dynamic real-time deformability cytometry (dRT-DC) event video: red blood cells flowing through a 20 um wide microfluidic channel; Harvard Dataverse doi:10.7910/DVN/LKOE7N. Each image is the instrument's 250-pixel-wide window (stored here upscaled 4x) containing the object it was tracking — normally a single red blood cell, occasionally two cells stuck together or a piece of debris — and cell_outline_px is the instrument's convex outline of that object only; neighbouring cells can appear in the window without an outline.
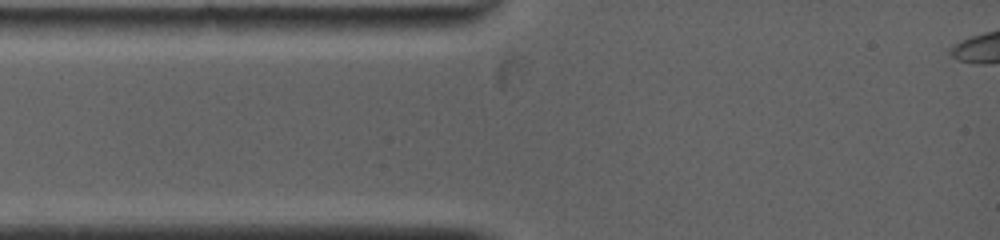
{"species": "common noctule bat (a hibernating species)", "species_latin": "Nyctalus noctula", "temperature_condition": "warm", "stored_images_in_passage": 1, "camera_frame_rate_fps": 5000, "um_per_image_px": 0.085, "animal": {"sex": "female", "body_mass_g": 19.0, "forearm_length_mm": 53.3}, "frame": {"image": 1, "passage_image": 1, "time_ms": 0.0, "image_size_px": [1000, 240], "cell_outline_px": [[176, 20], [164, 36], [64, 36], [60, 20], [60, 16], [72, 16]], "centroid_in_image_um": [9.68, 2.26], "position_along_channel_um": 75.3, "area_um2": 14.33}}